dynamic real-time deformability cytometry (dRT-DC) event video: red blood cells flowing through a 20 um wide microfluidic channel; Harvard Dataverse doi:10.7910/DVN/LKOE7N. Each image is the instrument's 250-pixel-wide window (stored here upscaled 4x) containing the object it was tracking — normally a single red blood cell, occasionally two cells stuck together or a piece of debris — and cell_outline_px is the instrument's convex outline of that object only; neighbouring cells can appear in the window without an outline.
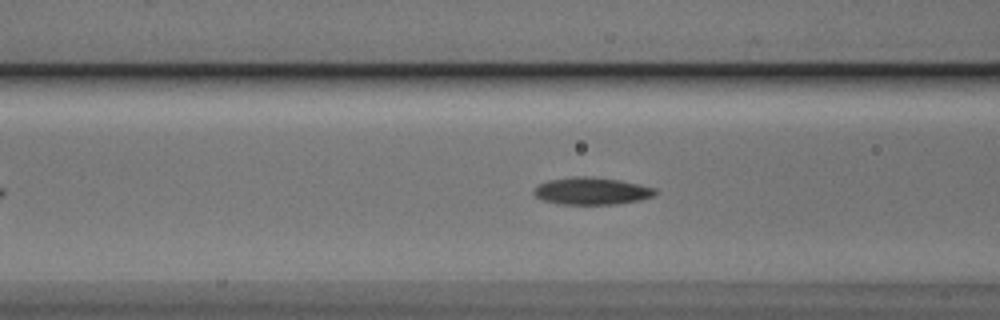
{"species": "Egyptian fruit bat (a non-hibernating species)", "species_latin": "Rousettus aegyptiacus", "temperature_condition": "cold", "stored_images_in_passage": 47, "camera_frame_rate_fps": 3000, "um_per_image_px": 0.085, "animal": {"sex": "male"}, "frame": {"image": 1, "passage_image": 15, "time_ms": 4.667, "image_size_px": [1000, 320], "cell_outline_px": [[656, 192], [652, 196], [640, 200], [616, 204], [560, 204], [544, 200], [536, 196], [532, 192], [540, 184], [548, 180], [576, 176], [584, 176], [620, 180], [656, 188]], "centroid_in_image_um": [50.3, 16.24], "position_along_channel_um": 116.3, "area_um2": 19.02}}
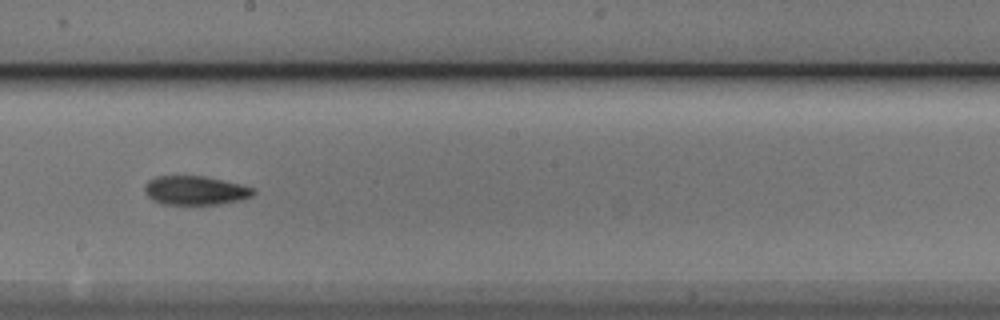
{"frame": {"image": 2, "passage_image": 24, "time_ms": 7.667, "image_size_px": [1000, 320], "cell_outline_px": [[256, 192], [252, 196], [240, 200], [220, 204], [164, 204], [152, 200], [144, 192], [144, 188], [148, 180], [156, 176], [204, 176], [256, 188]], "centroid_in_image_um": [16.6, 16.19], "position_along_channel_um": 231.6, "area_um2": 18.32}}
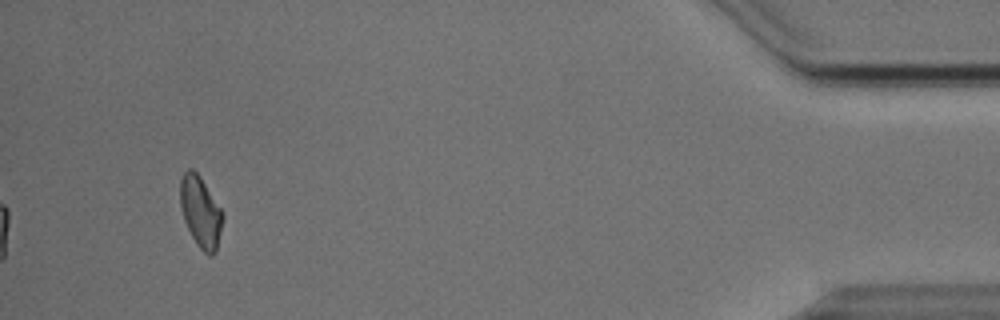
{"frame": {"image": 3, "passage_image": 44, "time_ms": 14.333, "image_size_px": [1000, 320], "cell_outline_px": [[224, 216], [216, 252], [212, 256], [208, 256], [196, 244], [184, 220], [180, 208], [180, 180], [184, 172], [188, 168], [192, 168], [200, 176], [220, 208]], "centroid_in_image_um": [17.04, 18.02], "position_along_channel_um": 418.2, "area_um2": 17.57}, "authors_computed_cell_mechanics": {"area_um2": 18.3226, "velocity_mm_per_s": 3.8492, "shape_relaxation_time_tau1_ms": 4.7617, "shape_relaxation_time_tau2_ms": 3.6806, "deformation_change_tau1": 0.1357, "deformation_change_tau2": 0.1033}}